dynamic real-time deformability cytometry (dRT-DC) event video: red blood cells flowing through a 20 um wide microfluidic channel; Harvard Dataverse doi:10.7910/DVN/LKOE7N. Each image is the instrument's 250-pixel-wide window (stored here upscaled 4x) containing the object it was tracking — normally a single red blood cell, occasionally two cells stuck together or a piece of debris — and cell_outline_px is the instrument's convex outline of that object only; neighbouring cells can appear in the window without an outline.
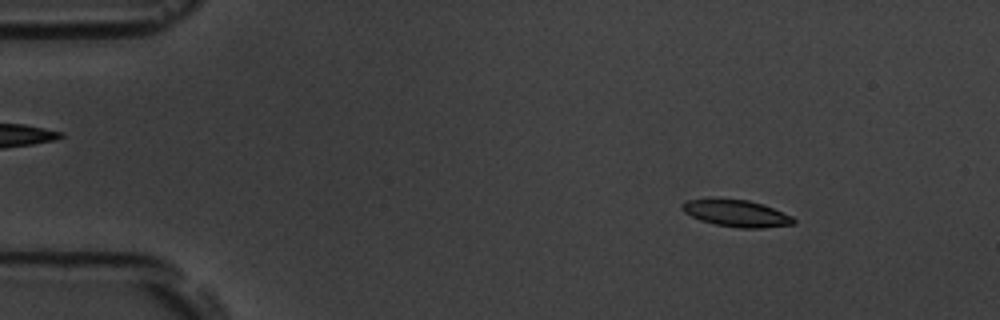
{"species": "common noctule bat (a hibernating species)", "species_latin": "Nyctalus noctula", "temperature_condition": "room temperature", "stored_images_in_passage": 54, "camera_frame_rate_fps": 3000, "um_per_image_px": 0.085, "animal": {"sex": "male", "body_mass_g": 19.5, "forearm_length_mm": 54.6}, "frame": {"image": 1, "passage_image": 7, "time_ms": 2.0, "image_size_px": [1000, 320], "cell_outline_px": [[796, 220], [792, 224], [764, 228], [740, 228], [716, 224], [700, 220], [684, 212], [680, 208], [680, 204], [688, 200], [748, 200], [772, 208], [792, 216]], "centroid_in_image_um": [62.6, 18.16], "position_along_channel_um": 22.4, "area_um2": 16.88}}
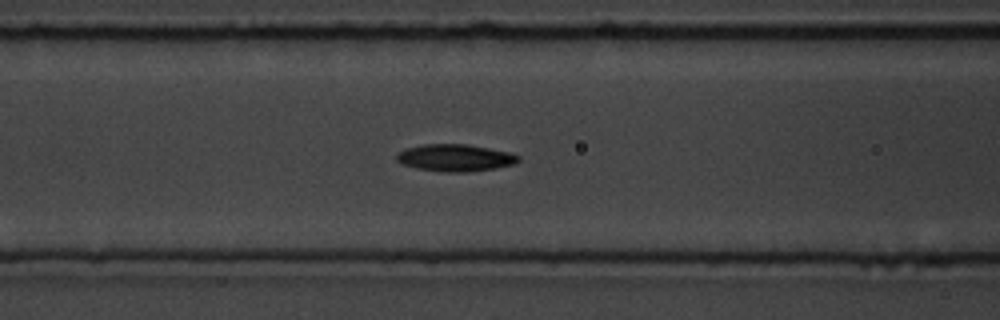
{"frame": {"image": 2, "passage_image": 22, "time_ms": 7.0, "image_size_px": [1000, 320], "cell_outline_px": [[520, 160], [516, 164], [496, 168], [468, 172], [448, 172], [416, 168], [400, 164], [396, 160], [396, 152], [404, 148], [420, 144], [468, 144], [512, 152], [520, 156]], "centroid_in_image_um": [38.69, 13.4], "position_along_channel_um": 127.9, "area_um2": 19.65}}
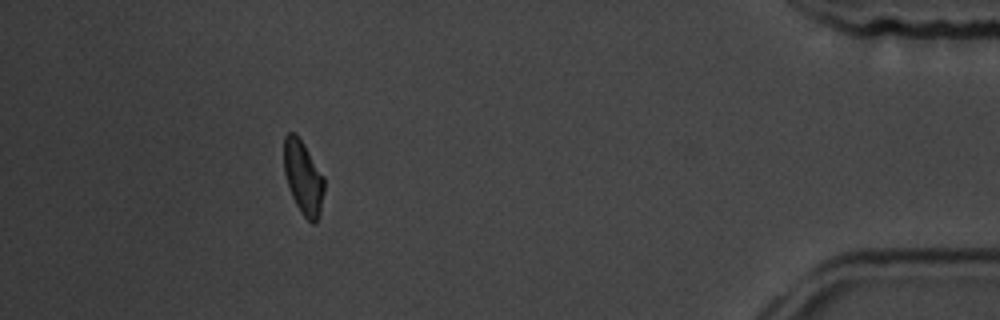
{"frame": {"image": 3, "passage_image": 49, "time_ms": 16.0, "image_size_px": [1000, 320], "cell_outline_px": [[324, 192], [320, 212], [316, 224], [312, 224], [300, 212], [292, 196], [284, 172], [284, 136], [288, 132], [296, 132], [304, 144], [324, 176]], "centroid_in_image_um": [25.78, 15.08], "position_along_channel_um": 409.4, "area_um2": 17.34}, "authors_computed_cell_mechanics": {"area_um2": 18.1781, "velocity_mm_per_s": 3.7473, "shape_relaxation_time_tau1_ms": 2.5569, "shape_relaxation_time_tau2_ms": null, "deformation_change_tau1": 0.1281, "deformation_change_tau2": null}}